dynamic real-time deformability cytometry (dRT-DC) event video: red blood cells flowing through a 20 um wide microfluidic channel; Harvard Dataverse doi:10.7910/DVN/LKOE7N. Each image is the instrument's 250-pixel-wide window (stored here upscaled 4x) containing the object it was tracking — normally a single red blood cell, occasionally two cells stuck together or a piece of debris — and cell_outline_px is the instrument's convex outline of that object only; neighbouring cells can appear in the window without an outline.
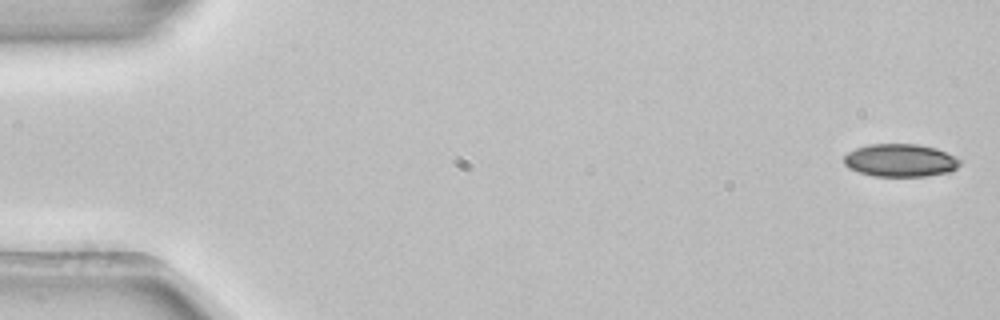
{"species": "common noctule bat (a hibernating species)", "species_latin": "Nyctalus noctula", "temperature_condition": "room temperature", "stored_images_in_passage": 4, "camera_frame_rate_fps": 3000, "um_per_image_px": 0.085, "animal": {"sex": "female", "body_mass_g": 22.7, "forearm_length_mm": 54.2}, "frame": {"image": 1, "passage_image": 1, "time_ms": 0.0, "image_size_px": [1000, 320], "cell_outline_px": [[960, 164], [956, 168], [948, 172], [928, 176], [872, 176], [848, 168], [844, 164], [844, 156], [848, 152], [856, 148], [868, 144], [916, 144], [936, 148], [960, 160]], "centroid_in_image_um": [76.49, 13.63], "position_along_channel_um": 8.5, "area_um2": 22.08}}
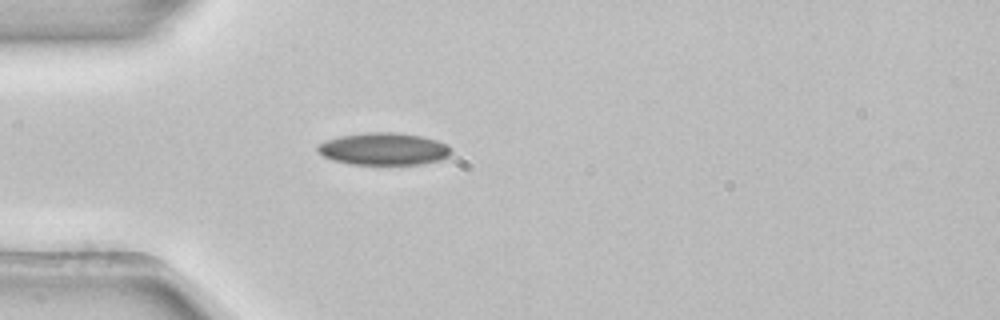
{"frame": {"image": 2, "passage_image": 4, "time_ms": 1.0, "image_size_px": [1000, 320], "cell_outline_px": [[452, 152], [448, 156], [440, 160], [420, 164], [352, 164], [332, 160], [324, 156], [316, 148], [316, 144], [340, 136], [364, 132], [396, 132], [420, 136], [436, 140], [444, 144]], "centroid_in_image_um": [32.58, 12.65], "position_along_channel_um": 52.4, "area_um2": 24.91}}